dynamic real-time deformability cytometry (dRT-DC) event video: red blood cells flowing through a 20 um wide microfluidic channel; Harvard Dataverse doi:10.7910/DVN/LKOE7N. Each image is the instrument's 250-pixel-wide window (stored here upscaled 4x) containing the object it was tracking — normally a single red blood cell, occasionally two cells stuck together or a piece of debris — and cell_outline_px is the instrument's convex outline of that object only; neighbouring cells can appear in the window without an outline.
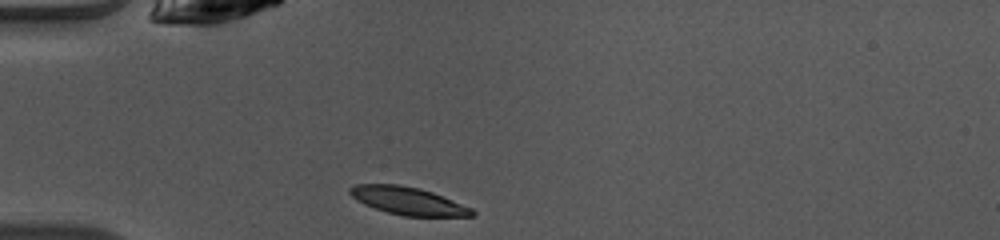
{"species": "common noctule bat (a hibernating species)", "species_latin": "Nyctalus noctula", "temperature_condition": "warm", "stored_images_in_passage": 36, "camera_frame_rate_fps": 3000, "um_per_image_px": 0.085, "animal": {"sex": "female", "body_mass_g": 10.0, "forearm_length_mm": 53.1}, "frame": {"image": 1, "passage_image": 1, "time_ms": 0.0, "image_size_px": [1000, 240], "cell_outline_px": [[476, 216], [404, 216], [388, 212], [364, 204], [352, 196], [348, 192], [348, 188], [356, 184], [400, 184], [420, 188], [432, 192], [472, 208], [476, 212]], "centroid_in_image_um": [34.69, 17.07], "position_along_channel_um": 50.3, "area_um2": 19.65}}
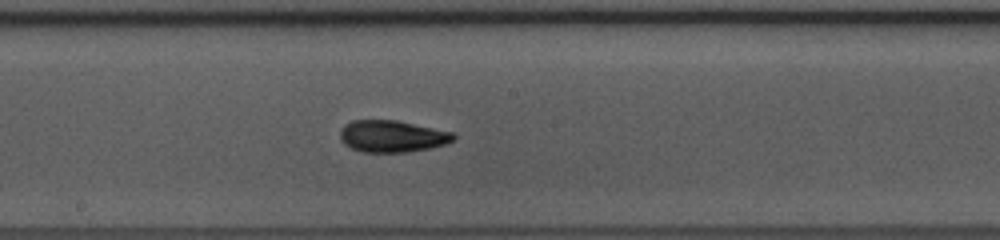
{"frame": {"image": 2, "passage_image": 14, "time_ms": 4.333, "image_size_px": [1000, 240], "cell_outline_px": [[456, 136], [452, 140], [444, 144], [428, 148], [404, 152], [364, 152], [352, 148], [344, 144], [340, 140], [340, 132], [344, 124], [352, 120], [396, 120], [452, 132]], "centroid_in_image_um": [33.28, 11.57], "position_along_channel_um": 214.9, "area_um2": 20.81}}
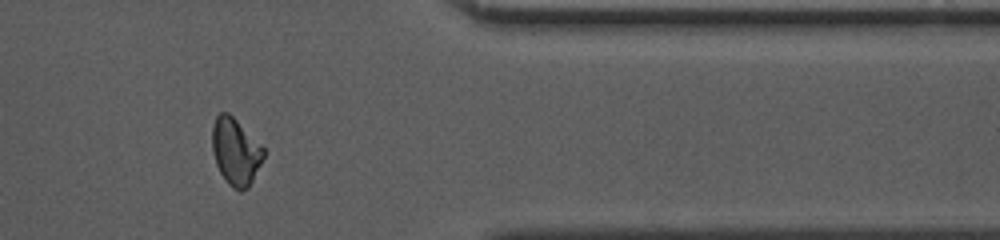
{"frame": {"image": 3, "passage_image": 28, "time_ms": 9.0, "image_size_px": [1000, 240], "cell_outline_px": [[264, 156], [248, 188], [240, 192], [232, 188], [228, 184], [220, 172], [216, 164], [212, 152], [212, 124], [216, 116], [220, 112], [228, 112], [264, 148]], "centroid_in_image_um": [20.0, 12.89], "position_along_channel_um": 391.4, "area_um2": 19.88}, "authors_computed_cell_mechanics": {"area_um2": 20.1722, "velocity_mm_per_s": 4.0898, "shape_relaxation_time_tau1_ms": 4.1573, "shape_relaxation_time_tau2_ms": 3.1099, "deformation_change_tau1": 0.1575, "deformation_change_tau2": 0.0548}}